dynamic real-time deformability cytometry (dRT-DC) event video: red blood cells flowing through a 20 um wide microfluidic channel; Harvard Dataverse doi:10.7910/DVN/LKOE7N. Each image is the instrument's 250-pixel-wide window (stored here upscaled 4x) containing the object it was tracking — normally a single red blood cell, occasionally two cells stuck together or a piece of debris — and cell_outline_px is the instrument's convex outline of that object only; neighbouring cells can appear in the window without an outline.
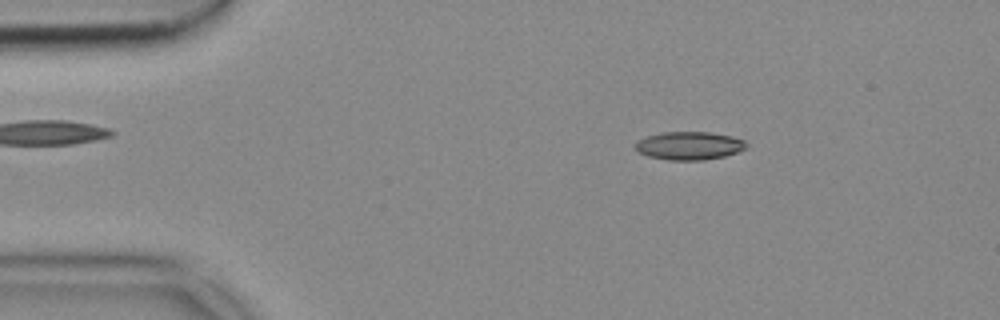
{"species": "common noctule bat (a hibernating species)", "species_latin": "Nyctalus noctula", "temperature_condition": "cold", "stored_images_in_passage": 53, "camera_frame_rate_fps": 3000, "um_per_image_px": 0.085, "animal": {"sex": "female", "body_mass_g": 18.4}, "frame": {"image": 1, "passage_image": 8, "time_ms": 2.333, "image_size_px": [1000, 320], "cell_outline_px": [[748, 148], [724, 156], [704, 160], [668, 160], [648, 156], [636, 152], [636, 140], [648, 136], [664, 132], [712, 132], [732, 136], [744, 140], [748, 144]], "centroid_in_image_um": [58.6, 12.38], "position_along_channel_um": 26.4, "area_um2": 18.32}}
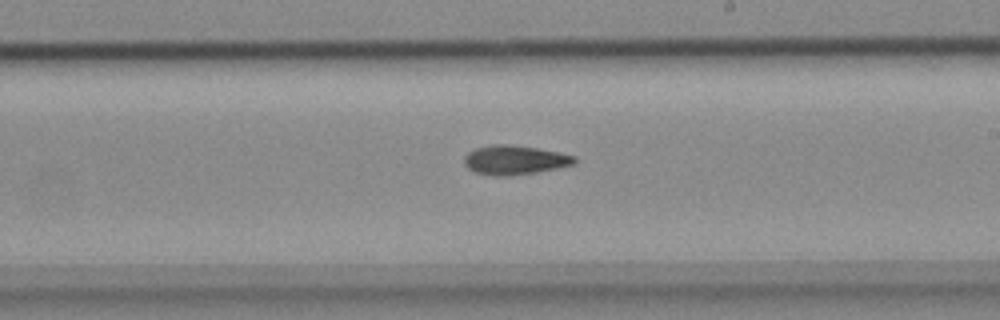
{"frame": {"image": 2, "passage_image": 30, "time_ms": 9.667, "image_size_px": [1000, 320], "cell_outline_px": [[576, 164], [536, 172], [508, 176], [492, 176], [476, 172], [468, 168], [464, 164], [464, 156], [468, 152], [476, 148], [492, 144], [508, 144], [536, 148], [560, 152], [576, 156]], "centroid_in_image_um": [43.75, 13.6], "position_along_channel_um": 245.3, "area_um2": 18.84}}
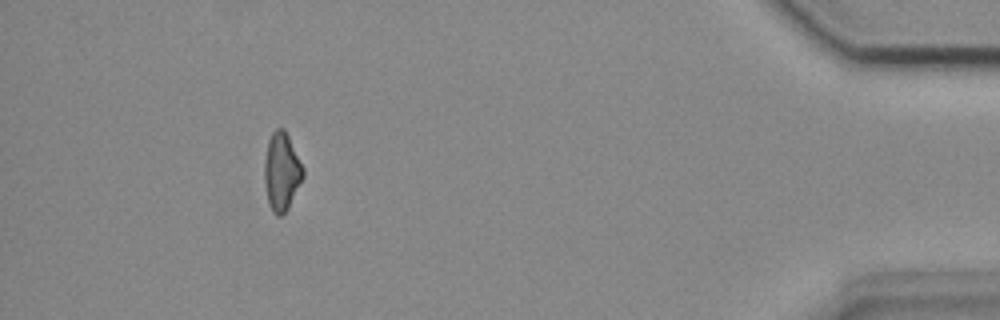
{"frame": {"image": 3, "passage_image": 48, "time_ms": 15.667, "image_size_px": [1000, 320], "cell_outline_px": [[304, 176], [288, 208], [280, 216], [276, 216], [272, 212], [268, 204], [264, 180], [264, 160], [268, 140], [272, 132], [276, 128], [284, 128], [304, 168]], "centroid_in_image_um": [23.92, 14.59], "position_along_channel_um": 411.3, "area_um2": 17.63}}